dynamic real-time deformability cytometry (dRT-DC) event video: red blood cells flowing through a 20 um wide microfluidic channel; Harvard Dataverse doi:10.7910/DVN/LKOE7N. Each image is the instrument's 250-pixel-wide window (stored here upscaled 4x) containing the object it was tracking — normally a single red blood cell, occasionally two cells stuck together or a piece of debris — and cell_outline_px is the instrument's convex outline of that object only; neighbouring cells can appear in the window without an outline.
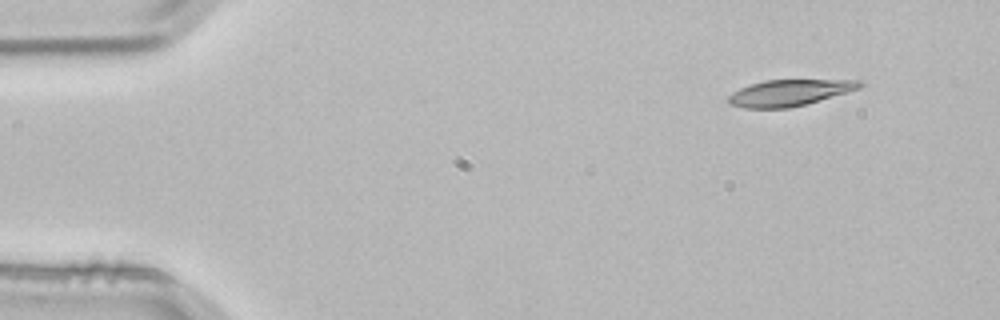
{"species": "common noctule bat (a hibernating species)", "species_latin": "Nyctalus noctula", "temperature_condition": "room temperature", "stored_images_in_passage": 4, "segment_of_instrument_passage": [1, 2], "camera_frame_rate_fps": 3000, "um_per_image_px": 0.085, "animal": {"sex": "male", "body_mass_g": 21.5, "forearm_length_mm": 52.0}, "frame": {"image": 1, "passage_image": 1, "time_ms": 0.0, "image_size_px": [1000, 320], "cell_outline_px": [[864, 84], [860, 88], [804, 104], [788, 108], [744, 108], [728, 104], [728, 96], [732, 92], [748, 84], [764, 80], [864, 80]], "centroid_in_image_um": [67.05, 7.87], "position_along_channel_um": 17.9, "area_um2": 20.0}}
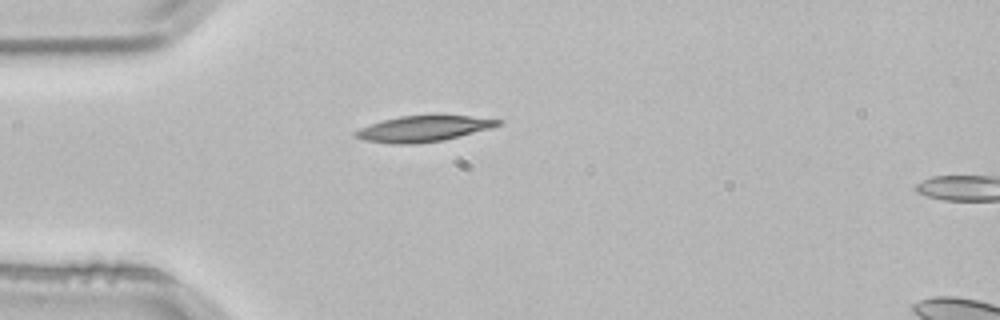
{"frame": {"image": 2, "passage_image": 3, "time_ms": 0.667, "image_size_px": [1000, 320], "cell_outline_px": [[500, 124], [492, 128], [444, 140], [416, 144], [392, 144], [364, 140], [352, 136], [352, 132], [360, 128], [384, 120], [400, 116], [468, 116], [500, 120]], "centroid_in_image_um": [35.94, 10.96], "position_along_channel_um": 49.1, "area_um2": 21.21}}